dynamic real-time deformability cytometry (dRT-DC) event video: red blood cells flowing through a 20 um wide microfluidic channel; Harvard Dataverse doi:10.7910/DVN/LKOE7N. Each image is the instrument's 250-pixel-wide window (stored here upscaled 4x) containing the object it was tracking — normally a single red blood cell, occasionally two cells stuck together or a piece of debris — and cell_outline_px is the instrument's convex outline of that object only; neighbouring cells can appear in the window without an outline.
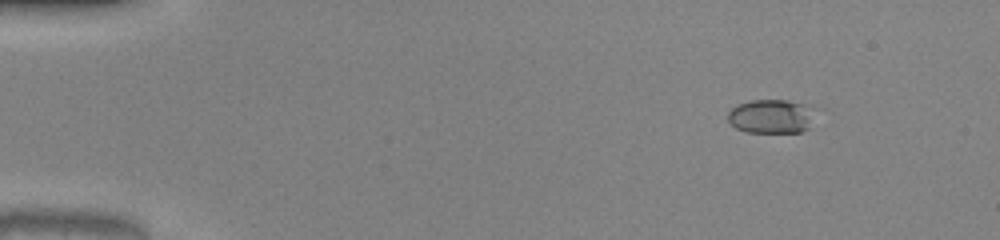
{"species": "common noctule bat (a hibernating species)", "species_latin": "Nyctalus noctula", "temperature_condition": "warm", "stored_images_in_passage": 50, "camera_frame_rate_fps": 3000, "um_per_image_px": 0.085, "animal": {"sex": "male", "body_mass_g": 20.0, "forearm_length_mm": 53.3}, "frame": {"image": 1, "passage_image": 5, "time_ms": 1.333, "image_size_px": [1000, 240], "cell_outline_px": [[812, 108], [808, 128], [800, 132], [744, 132], [736, 128], [728, 120], [728, 112], [736, 104], [752, 100], [788, 100], [804, 104]], "centroid_in_image_um": [65.48, 9.88], "position_along_channel_um": 19.5, "area_um2": 17.05}}
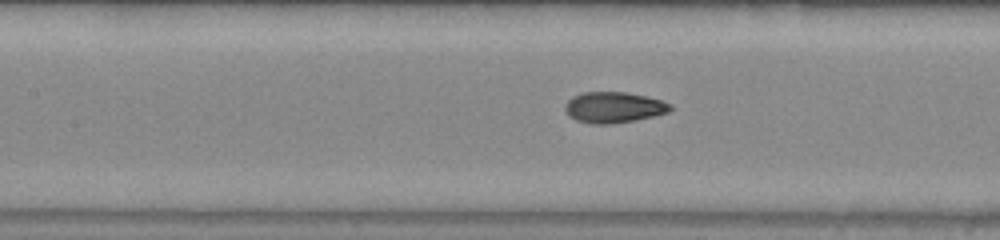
{"frame": {"image": 2, "passage_image": 23, "time_ms": 7.333, "image_size_px": [1000, 240], "cell_outline_px": [[672, 108], [668, 112], [656, 116], [636, 120], [612, 124], [592, 124], [576, 120], [568, 116], [564, 108], [564, 104], [572, 96], [580, 92], [624, 92], [644, 96], [660, 100], [672, 104]], "centroid_in_image_um": [52.14, 9.13], "position_along_channel_um": 155.3, "area_um2": 19.13}}
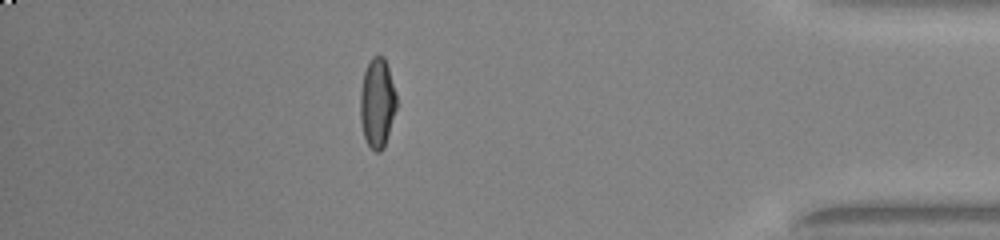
{"frame": {"image": 3, "passage_image": 44, "time_ms": 14.333, "image_size_px": [1000, 240], "cell_outline_px": [[396, 108], [384, 148], [380, 152], [376, 152], [368, 144], [364, 136], [360, 120], [360, 92], [364, 72], [372, 56], [384, 56], [396, 92]], "centroid_in_image_um": [32.06, 8.75], "position_along_channel_um": 403.1, "area_um2": 18.79}, "authors_computed_cell_mechanics": {"area_um2": 18.6694, "velocity_mm_per_s": 4.0994, "shape_relaxation_time_tau1_ms": 4.7241, "shape_relaxation_time_tau2_ms": null, "deformation_change_tau1": 0.2059, "deformation_change_tau2": null}}